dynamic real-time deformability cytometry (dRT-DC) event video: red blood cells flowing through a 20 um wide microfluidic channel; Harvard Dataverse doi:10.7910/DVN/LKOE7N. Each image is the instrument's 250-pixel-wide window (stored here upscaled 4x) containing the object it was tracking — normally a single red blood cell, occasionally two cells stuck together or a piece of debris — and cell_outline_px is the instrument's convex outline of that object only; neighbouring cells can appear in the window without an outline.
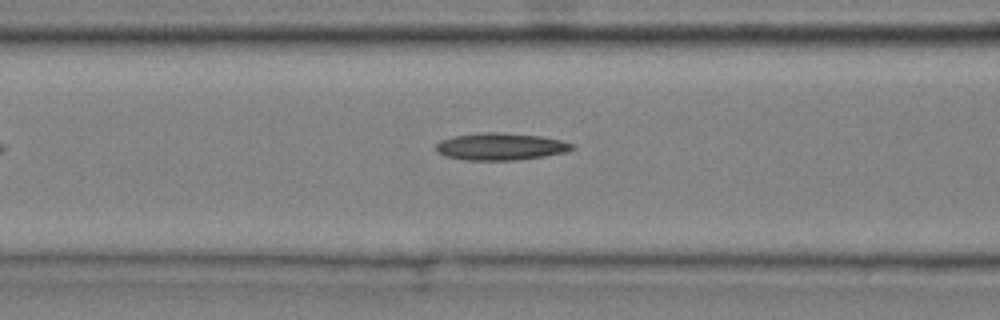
{"species": "common noctule bat (a hibernating species)", "species_latin": "Nyctalus noctula", "temperature_condition": "cold", "stored_images_in_passage": 6, "camera_frame_rate_fps": 3000, "um_per_image_px": 0.085, "animal": {"sex": "male", "body_mass_g": 20.4}, "frame": {"image": 1, "passage_image": 6, "time_ms": 1.667, "image_size_px": [1000, 320], "cell_outline_px": [[572, 148], [564, 152], [544, 156], [516, 160], [464, 160], [448, 156], [436, 152], [436, 144], [440, 140], [452, 136], [480, 132], [500, 132], [540, 136], [560, 140], [572, 144]], "centroid_in_image_um": [42.48, 12.45], "position_along_channel_um": 124.1, "area_um2": 21.39}}